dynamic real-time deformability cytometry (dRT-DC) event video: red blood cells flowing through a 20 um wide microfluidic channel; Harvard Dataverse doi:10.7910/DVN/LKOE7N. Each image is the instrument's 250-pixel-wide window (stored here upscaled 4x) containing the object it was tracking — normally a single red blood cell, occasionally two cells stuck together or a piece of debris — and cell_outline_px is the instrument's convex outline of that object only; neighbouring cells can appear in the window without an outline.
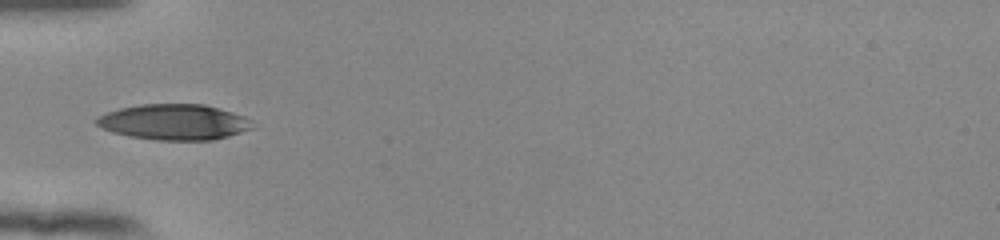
{"species": "human", "species_latin": "Homo sapiens", "temperature_condition": "room temperature", "stored_images_in_passage": 36, "camera_frame_rate_fps": 3000, "um_per_image_px": 0.085, "donor": {"sex": "female"}, "frame": {"image": 1, "passage_image": 1, "time_ms": 0.0, "image_size_px": [1000, 240], "cell_outline_px": [[252, 128], [228, 136], [212, 140], [156, 140], [132, 136], [112, 132], [96, 124], [96, 120], [100, 116], [108, 112], [120, 108], [144, 104], [204, 104], [232, 112], [244, 116], [248, 120]], "centroid_in_image_um": [14.79, 10.37], "position_along_channel_um": 70.2, "area_um2": 31.85}}
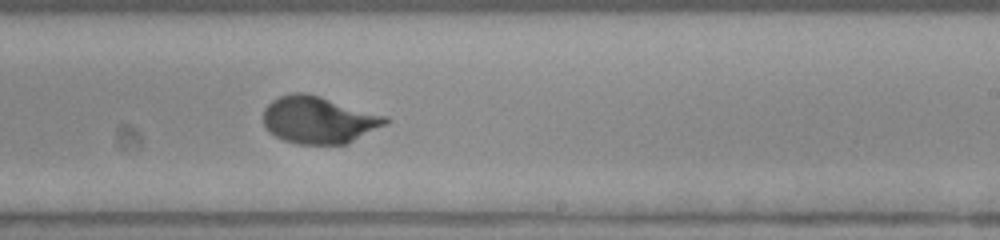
{"frame": {"image": 2, "passage_image": 16, "time_ms": 5.0, "image_size_px": [1000, 240], "cell_outline_px": [[392, 120], [388, 124], [348, 144], [296, 144], [284, 140], [268, 132], [264, 124], [264, 108], [272, 100], [280, 96], [292, 92], [304, 92], [320, 96], [388, 116]], "centroid_in_image_um": [27.13, 10.2], "position_along_channel_um": 261.9, "area_um2": 33.93}}
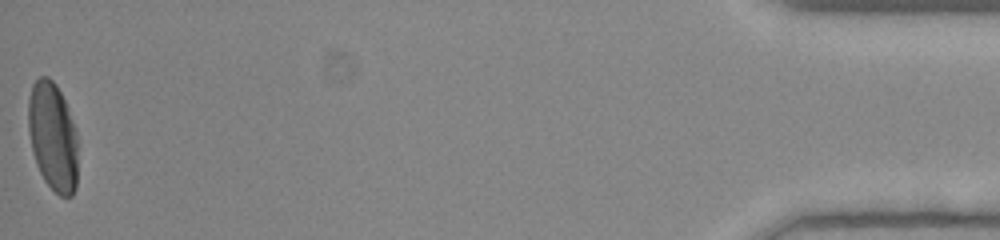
{"frame": {"image": 3, "passage_image": 36, "time_ms": 11.667, "image_size_px": [1000, 240], "cell_outline_px": [[76, 188], [72, 196], [60, 196], [44, 180], [36, 164], [28, 132], [28, 100], [32, 84], [40, 76], [48, 76], [56, 84], [64, 100], [76, 128]], "centroid_in_image_um": [4.47, 11.59], "position_along_channel_um": 430.7, "area_um2": 31.27}, "authors_computed_cell_mechanics": {"area_um2": 32.4547, "velocity_mm_per_s": 3.8533, "shape_relaxation_time_tau1_ms": 3.6305, "shape_relaxation_time_tau2_ms": null, "deformation_change_tau1": 0.191, "deformation_change_tau2": null}}